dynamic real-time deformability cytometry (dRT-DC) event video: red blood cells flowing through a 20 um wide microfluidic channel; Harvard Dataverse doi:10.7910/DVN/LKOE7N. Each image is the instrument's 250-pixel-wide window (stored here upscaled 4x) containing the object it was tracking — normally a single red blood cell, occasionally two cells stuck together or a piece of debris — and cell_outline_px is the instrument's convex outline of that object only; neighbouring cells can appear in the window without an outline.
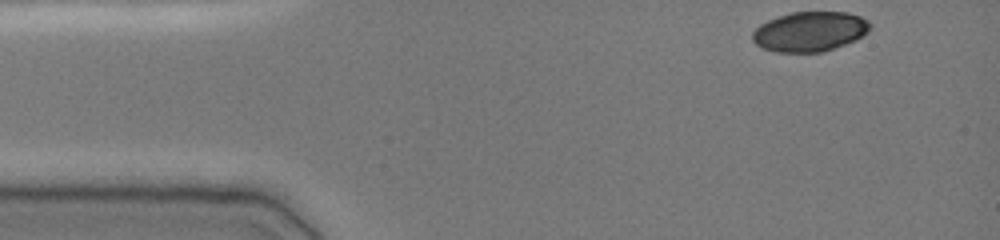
{"species": "common noctule bat (a hibernating species)", "species_latin": "Nyctalus noctula", "temperature_condition": "cold", "stored_images_in_passage": 40, "camera_frame_rate_fps": 3000, "um_per_image_px": 0.085, "animal": {"sex": "female", "body_mass_g": 19.0, "forearm_length_mm": 51.5}, "frame": {"image": 1, "passage_image": 1, "time_ms": 0.0, "image_size_px": [1000, 240], "cell_outline_px": [[872, 28], [868, 32], [856, 40], [820, 52], [776, 52], [764, 48], [756, 44], [752, 40], [752, 32], [760, 24], [768, 20], [792, 12], [848, 12], [860, 16], [868, 20]], "centroid_in_image_um": [68.85, 2.67], "position_along_channel_um": 16.2, "area_um2": 27.22}}
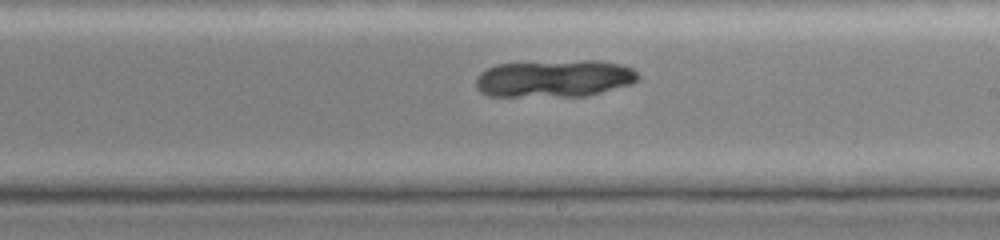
{"frame": {"image": 2, "passage_image": 25, "time_ms": 8.0, "image_size_px": [1000, 240], "cell_outline_px": [[640, 76], [632, 84], [588, 96], [488, 96], [480, 92], [476, 88], [476, 76], [480, 72], [496, 64], [580, 60], [600, 60], [620, 64], [632, 68]], "centroid_in_image_um": [47.12, 6.67], "position_along_channel_um": 241.9, "area_um2": 35.49}}
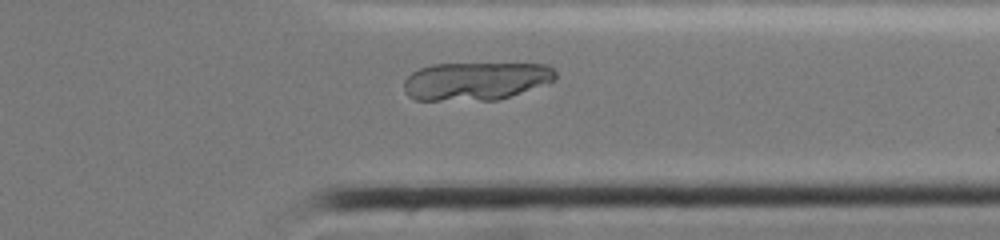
{"frame": {"image": 3, "passage_image": 35, "time_ms": 11.333, "image_size_px": [1000, 240], "cell_outline_px": [[556, 80], [500, 100], [416, 100], [408, 96], [404, 92], [404, 80], [412, 72], [420, 68], [432, 64], [548, 64], [556, 72]], "centroid_in_image_um": [40.43, 6.89], "position_along_channel_um": 371.0, "area_um2": 33.76}}